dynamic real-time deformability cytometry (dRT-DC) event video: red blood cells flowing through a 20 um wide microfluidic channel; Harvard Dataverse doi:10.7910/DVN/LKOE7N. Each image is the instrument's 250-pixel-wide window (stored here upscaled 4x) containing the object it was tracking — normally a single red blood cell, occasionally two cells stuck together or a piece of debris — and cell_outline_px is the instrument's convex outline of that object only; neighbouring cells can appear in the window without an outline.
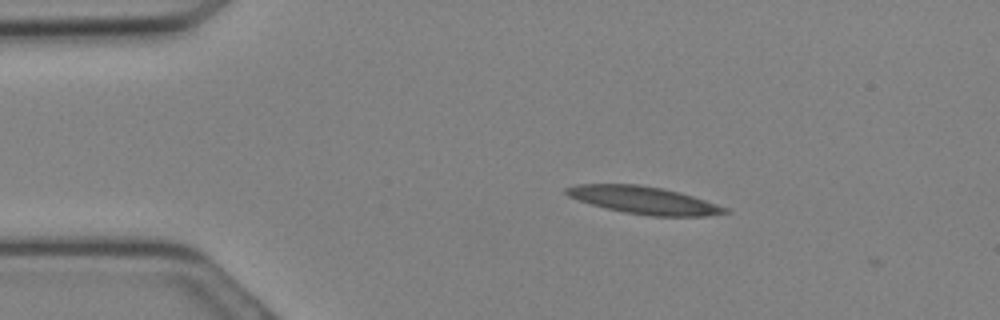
{"species": "Egyptian fruit bat (a non-hibernating species)", "species_latin": "Rousettus aegyptiacus", "temperature_condition": "cold", "stored_images_in_passage": 5, "camera_frame_rate_fps": 3000, "um_per_image_px": 0.085, "animal": {"sex": "female"}, "frame": {"image": 1, "passage_image": 2, "time_ms": 0.333, "image_size_px": [1000, 320], "cell_outline_px": [[732, 212], [708, 216], [652, 216], [624, 212], [592, 204], [568, 196], [564, 192], [564, 188], [576, 184], [640, 184], [664, 188], [680, 192], [728, 208]], "centroid_in_image_um": [54.75, 17.01], "position_along_channel_um": 30.3, "area_um2": 25.32}}